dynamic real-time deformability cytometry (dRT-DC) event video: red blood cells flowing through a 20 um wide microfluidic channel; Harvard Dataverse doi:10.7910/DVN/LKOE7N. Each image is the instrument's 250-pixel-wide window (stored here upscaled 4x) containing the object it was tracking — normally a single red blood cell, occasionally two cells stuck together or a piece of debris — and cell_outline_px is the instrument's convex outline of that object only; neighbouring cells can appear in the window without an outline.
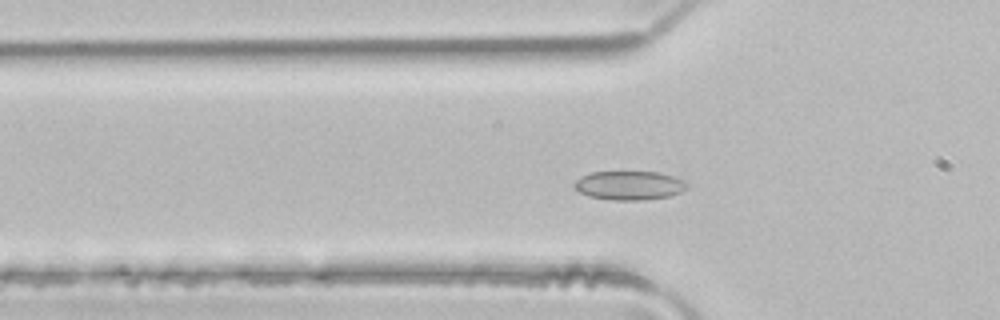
{"species": "common noctule bat (a hibernating species)", "species_latin": "Nyctalus noctula", "temperature_condition": "room temperature", "stored_images_in_passage": 36, "camera_frame_rate_fps": 3000, "um_per_image_px": 0.085, "animal": {"sex": "male", "body_mass_g": 21.5, "forearm_length_mm": 52.0}, "frame": {"image": 1, "passage_image": 12, "time_ms": 3.667, "image_size_px": [1000, 320], "cell_outline_px": [[688, 184], [680, 192], [668, 196], [644, 200], [612, 200], [588, 196], [580, 192], [572, 184], [580, 176], [592, 172], [660, 172], [684, 180]], "centroid_in_image_um": [53.46, 15.76], "position_along_channel_um": 72.3, "area_um2": 18.9}}
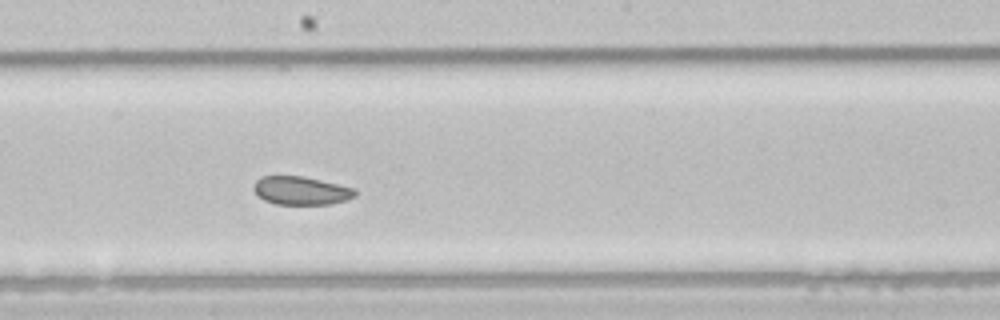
{"frame": {"image": 2, "passage_image": 23, "time_ms": 7.333, "image_size_px": [1000, 320], "cell_outline_px": [[356, 196], [348, 200], [332, 204], [276, 204], [264, 200], [252, 188], [256, 180], [260, 176], [304, 176], [356, 188]], "centroid_in_image_um": [25.63, 16.2], "position_along_channel_um": 222.6, "area_um2": 16.88}}
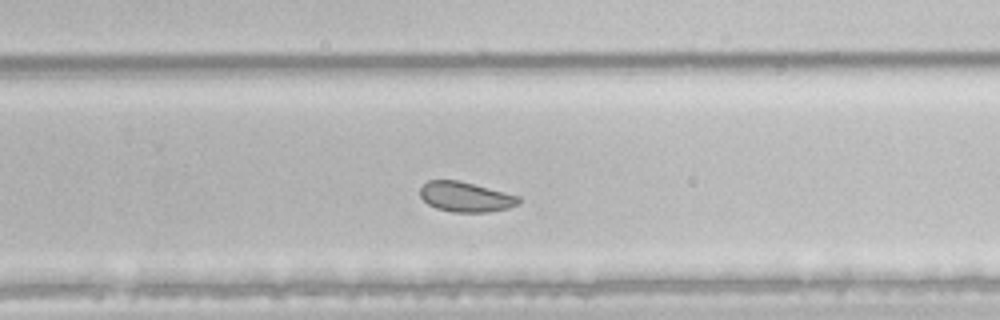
{"frame": {"image": 3, "passage_image": 28, "time_ms": 9.0, "image_size_px": [1000, 320], "cell_outline_px": [[520, 204], [508, 208], [488, 212], [452, 212], [436, 208], [428, 204], [420, 196], [420, 188], [428, 180], [460, 180], [520, 196]], "centroid_in_image_um": [39.59, 16.73], "position_along_channel_um": 290.2, "area_um2": 17.34}, "authors_computed_cell_mechanics": {"area_um2": 18.1492, "velocity_mm_per_s": 4.0904, "shape_relaxation_time_tau1_ms": 2.1352, "shape_relaxation_time_tau2_ms": 3.2981, "deformation_change_tau1": 0.0364, "deformation_change_tau2": 0.0638}}